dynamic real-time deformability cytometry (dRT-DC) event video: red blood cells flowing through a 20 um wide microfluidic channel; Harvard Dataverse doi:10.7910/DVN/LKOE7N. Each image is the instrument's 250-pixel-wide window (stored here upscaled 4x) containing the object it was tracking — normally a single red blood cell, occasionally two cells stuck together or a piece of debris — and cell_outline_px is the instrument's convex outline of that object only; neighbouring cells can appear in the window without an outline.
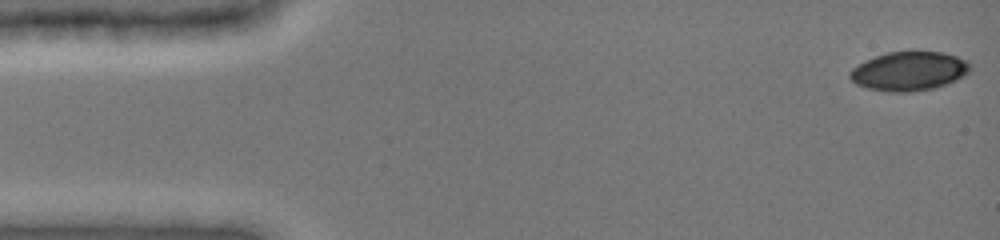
{"species": "common noctule bat (a hibernating species)", "species_latin": "Nyctalus noctula", "temperature_condition": "cold", "stored_images_in_passage": 48, "camera_frame_rate_fps": 3000, "um_per_image_px": 0.085, "animal": {"sex": "female", "body_mass_g": 19.0, "forearm_length_mm": 51.5}, "frame": {"image": 1, "passage_image": 1, "time_ms": 0.0, "image_size_px": [1000, 240], "cell_outline_px": [[972, 68], [964, 76], [956, 80], [936, 88], [908, 92], [892, 92], [868, 88], [856, 84], [848, 76], [848, 72], [852, 68], [876, 56], [888, 52], [912, 48], [916, 48], [944, 52], [968, 60], [972, 64]], "centroid_in_image_um": [77.33, 6.0], "position_along_channel_um": 7.7, "area_um2": 28.21}}
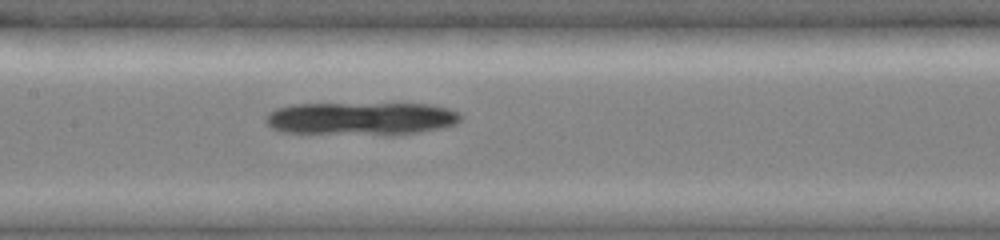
{"frame": {"image": 2, "passage_image": 23, "time_ms": 7.333, "image_size_px": [1000, 240], "cell_outline_px": [[464, 116], [456, 124], [440, 128], [392, 136], [284, 132], [272, 128], [264, 120], [276, 108], [292, 104], [432, 104], [448, 108], [460, 112]], "centroid_in_image_um": [30.76, 10.09], "position_along_channel_um": 176.6, "area_um2": 37.86}}
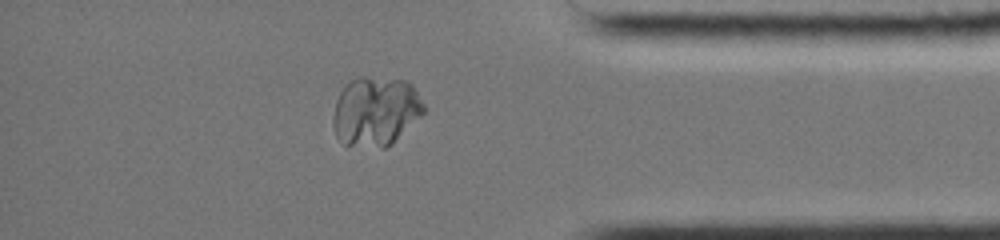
{"frame": {"image": 3, "passage_image": 41, "time_ms": 13.333, "image_size_px": [1000, 240], "cell_outline_px": [[424, 112], [392, 144], [384, 148], [380, 148], [344, 144], [336, 136], [332, 124], [332, 116], [336, 100], [344, 84], [360, 76], [364, 76], [404, 80], [412, 84], [424, 104]], "centroid_in_image_um": [31.9, 9.45], "position_along_channel_um": 403.3, "area_um2": 36.82}}